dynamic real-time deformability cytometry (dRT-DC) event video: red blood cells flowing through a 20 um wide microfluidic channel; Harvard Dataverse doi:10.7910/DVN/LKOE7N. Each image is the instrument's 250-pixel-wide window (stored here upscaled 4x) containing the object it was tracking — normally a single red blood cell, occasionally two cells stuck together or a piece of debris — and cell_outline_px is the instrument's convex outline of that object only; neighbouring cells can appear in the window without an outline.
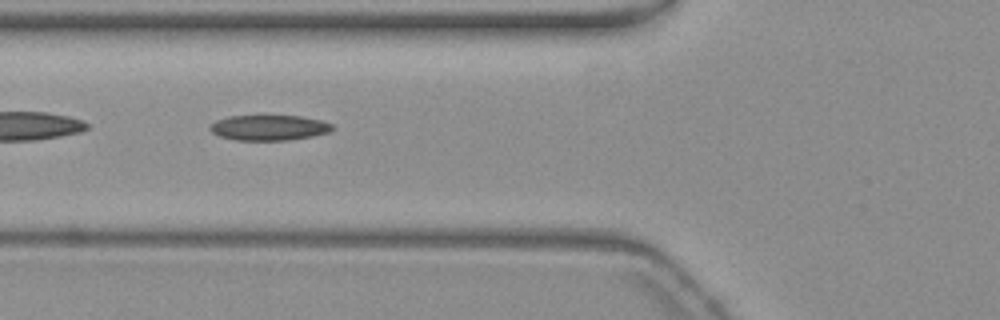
{"species": "common noctule bat (a hibernating species)", "species_latin": "Nyctalus noctula", "temperature_condition": "warm", "stored_images_in_passage": 56, "camera_frame_rate_fps": 3000, "um_per_image_px": 0.085, "animal": {"sex": "female", "body_mass_g": 19.3, "forearm_length_mm": 54.1}, "frame": {"image": 1, "passage_image": 21, "time_ms": 6.667, "image_size_px": [1000, 320], "cell_outline_px": [[336, 128], [328, 132], [312, 136], [288, 140], [236, 140], [220, 136], [212, 132], [208, 128], [216, 120], [228, 116], [300, 116], [320, 120], [332, 124]], "centroid_in_image_um": [22.87, 10.85], "position_along_channel_um": 102.9, "area_um2": 17.98}}
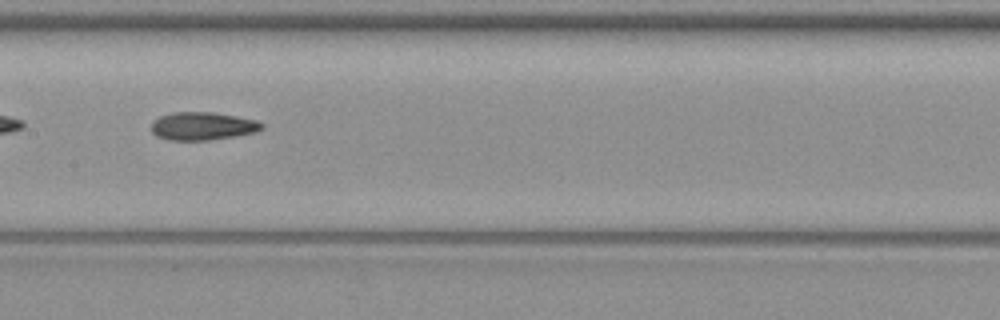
{"frame": {"image": 2, "passage_image": 28, "time_ms": 9.0, "image_size_px": [1000, 320], "cell_outline_px": [[264, 128], [256, 132], [236, 136], [212, 140], [168, 140], [156, 136], [152, 132], [152, 120], [160, 116], [172, 112], [212, 112], [236, 116], [256, 120], [264, 124]], "centroid_in_image_um": [17.22, 10.72], "position_along_channel_um": 190.2, "area_um2": 18.21}}
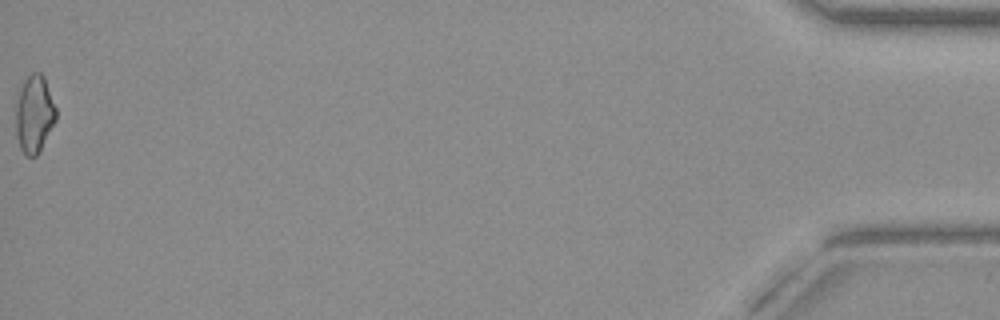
{"frame": {"image": 3, "passage_image": 56, "time_ms": 18.333, "image_size_px": [1000, 320], "cell_outline_px": [[56, 120], [36, 156], [24, 156], [20, 148], [16, 136], [16, 104], [20, 88], [24, 80], [32, 72], [40, 72], [44, 76], [56, 108]], "centroid_in_image_um": [2.9, 9.69], "position_along_channel_um": 432.3, "area_um2": 18.09}, "authors_computed_cell_mechanics": {"area_um2": 18.1492, "velocity_mm_per_s": 3.72, "shape_relaxation_time_tau1_ms": null, "shape_relaxation_time_tau2_ms": 3.9722, "deformation_change_tau1": null, "deformation_change_tau2": 0.1263}}